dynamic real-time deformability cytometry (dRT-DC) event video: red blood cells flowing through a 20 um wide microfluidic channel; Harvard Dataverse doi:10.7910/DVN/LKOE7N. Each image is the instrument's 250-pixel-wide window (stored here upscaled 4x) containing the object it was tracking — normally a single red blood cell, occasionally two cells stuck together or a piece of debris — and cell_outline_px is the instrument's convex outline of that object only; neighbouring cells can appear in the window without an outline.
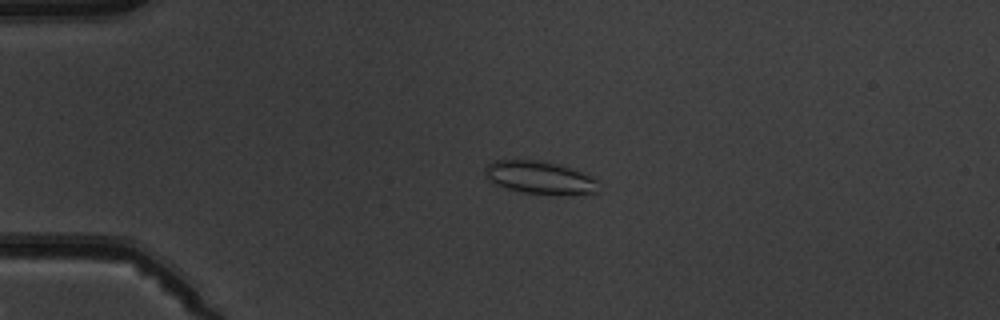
{"species": "common noctule bat (a hibernating species)", "species_latin": "Nyctalus noctula", "temperature_condition": "warm", "stored_images_in_passage": 4, "camera_frame_rate_fps": 3000, "um_per_image_px": 0.085, "animal": {"sex": "male", "body_mass_g": 19.5, "forearm_length_mm": 54.6}, "frame": {"image": 1, "passage_image": 3, "time_ms": 2.333, "image_size_px": [1000, 320], "cell_outline_px": [[600, 192], [556, 196], [520, 192], [496, 184], [488, 180], [484, 176], [484, 168], [488, 164], [496, 160], [540, 160], [560, 164], [572, 168], [592, 176], [600, 180]], "centroid_in_image_um": [45.95, 15.11], "position_along_channel_um": 39.0, "area_um2": 22.43}}